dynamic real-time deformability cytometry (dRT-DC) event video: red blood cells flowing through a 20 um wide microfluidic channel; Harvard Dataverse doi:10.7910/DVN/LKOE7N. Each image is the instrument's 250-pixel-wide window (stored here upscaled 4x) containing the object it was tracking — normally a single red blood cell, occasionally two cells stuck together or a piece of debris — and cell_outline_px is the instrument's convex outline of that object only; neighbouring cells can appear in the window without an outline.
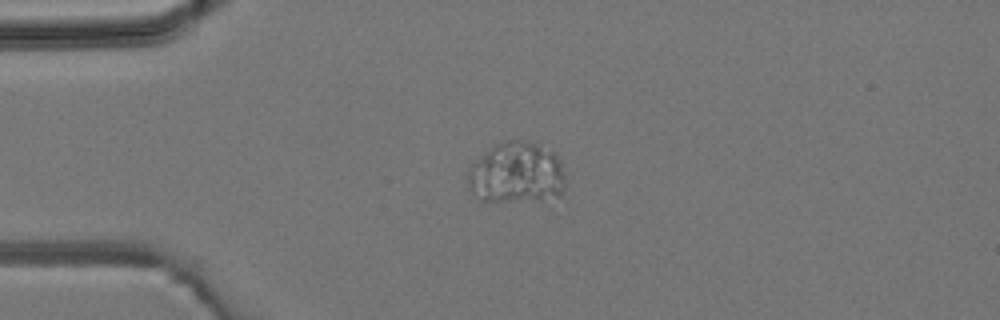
{"species": "common noctule bat (a hibernating species)", "species_latin": "Nyctalus noctula", "temperature_condition": "room temperature", "stored_images_in_passage": 3, "camera_frame_rate_fps": 3000, "um_per_image_px": 0.085, "animal": {"sex": "male", "body_mass_g": 19.2, "forearm_length_mm": 51.8}, "frame": {"image": 1, "passage_image": 3, "time_ms": 2.333, "image_size_px": [1000, 320], "cell_outline_px": [[564, 184], [560, 196], [540, 200], [480, 200], [468, 188], [468, 168], [480, 156], [496, 144], [504, 140], [524, 140], [536, 144], [552, 152], [560, 160], [564, 176]], "centroid_in_image_um": [43.89, 14.7], "position_along_channel_um": 41.1, "area_um2": 34.51}}